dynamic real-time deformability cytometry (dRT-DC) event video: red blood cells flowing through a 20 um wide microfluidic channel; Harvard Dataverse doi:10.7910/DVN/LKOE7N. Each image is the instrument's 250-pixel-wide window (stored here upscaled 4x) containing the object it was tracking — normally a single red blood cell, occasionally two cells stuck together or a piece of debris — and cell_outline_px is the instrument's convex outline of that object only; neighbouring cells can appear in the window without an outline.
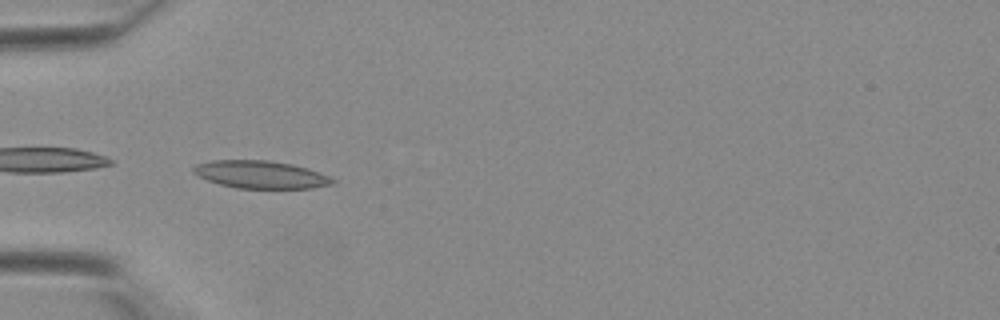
{"species": "Egyptian fruit bat (a non-hibernating species)", "species_latin": "Rousettus aegyptiacus", "temperature_condition": "warm", "stored_images_in_passage": 29, "camera_frame_rate_fps": 3000, "um_per_image_px": 0.085, "animal": {"sex": "female"}, "frame": {"image": 1, "passage_image": 1, "time_ms": 0.0, "image_size_px": [1000, 320], "cell_outline_px": [[336, 180], [332, 184], [312, 188], [236, 188], [220, 184], [208, 180], [192, 172], [192, 168], [196, 164], [212, 160], [268, 160], [292, 164], [308, 168], [328, 176]], "centroid_in_image_um": [22.15, 14.83], "position_along_channel_um": 62.9, "area_um2": 22.31}}
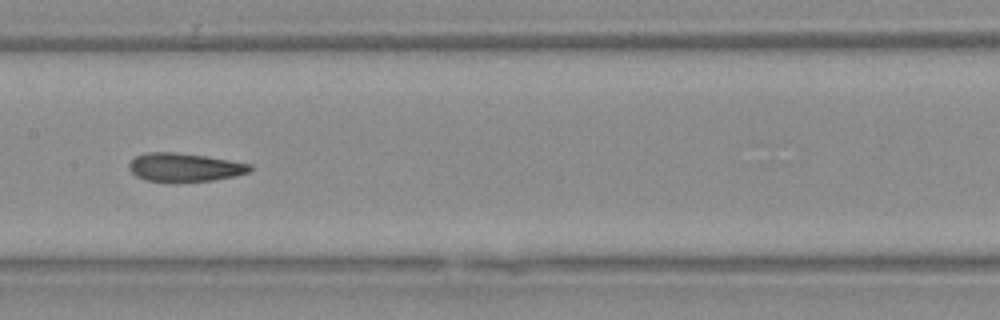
{"frame": {"image": 2, "passage_image": 9, "time_ms": 2.667, "image_size_px": [1000, 320], "cell_outline_px": [[252, 168], [248, 172], [236, 176], [212, 180], [144, 180], [136, 176], [128, 168], [128, 164], [136, 156], [148, 152], [172, 152], [204, 156], [252, 164]], "centroid_in_image_um": [15.68, 14.2], "position_along_channel_um": 191.7, "area_um2": 19.48}}
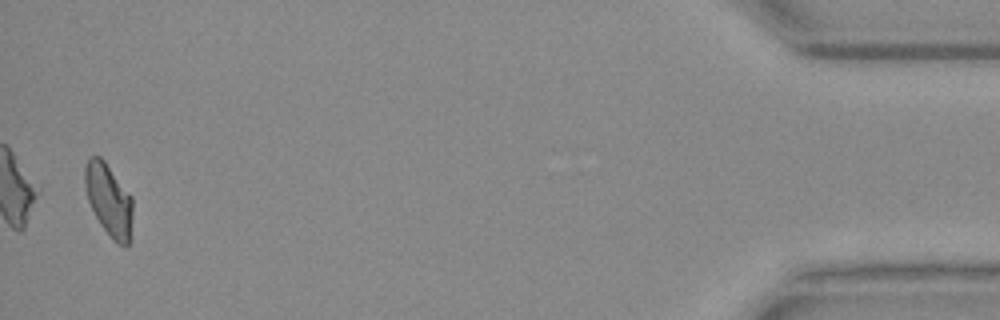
{"frame": {"image": 3, "passage_image": 28, "time_ms": 9.0, "image_size_px": [1000, 320], "cell_outline_px": [[132, 216], [128, 244], [120, 244], [100, 224], [88, 200], [84, 184], [84, 168], [88, 160], [92, 156], [100, 156], [104, 160], [132, 196]], "centroid_in_image_um": [9.23, 16.91], "position_along_channel_um": 426.0, "area_um2": 19.59}}